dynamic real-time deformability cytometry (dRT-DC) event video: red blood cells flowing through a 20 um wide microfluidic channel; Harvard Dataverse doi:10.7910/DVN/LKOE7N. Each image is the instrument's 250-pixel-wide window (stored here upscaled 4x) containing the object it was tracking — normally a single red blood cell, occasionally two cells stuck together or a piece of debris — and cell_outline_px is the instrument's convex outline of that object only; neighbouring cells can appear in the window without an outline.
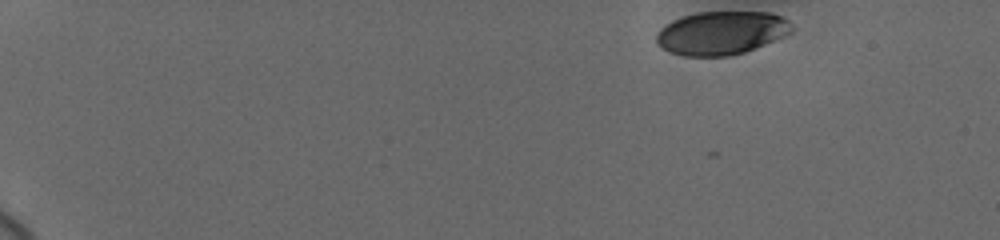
{"species": "human", "species_latin": "Homo sapiens", "temperature_condition": "cold", "stored_images_in_passage": 34, "camera_frame_rate_fps": 3000, "um_per_image_px": 0.085, "donor": {"sex": "female"}, "frame": {"image": 1, "passage_image": 1, "time_ms": 0.0, "image_size_px": [1000, 240], "cell_outline_px": [[792, 32], [784, 36], [744, 52], [728, 56], [684, 56], [668, 52], [656, 44], [656, 36], [660, 28], [672, 20], [684, 16], [700, 12], [772, 12], [784, 16], [792, 24]], "centroid_in_image_um": [61.31, 2.79], "position_along_channel_um": 23.7, "area_um2": 34.33}}
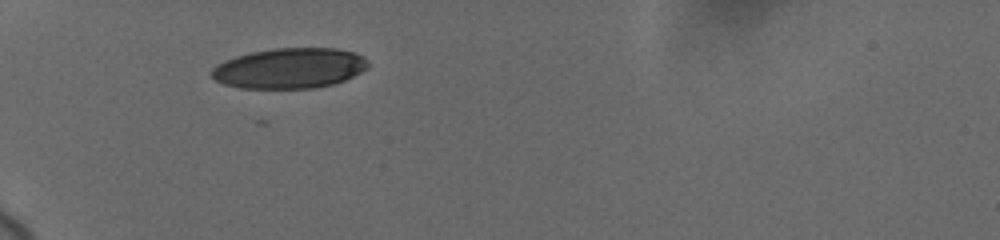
{"frame": {"image": 2, "passage_image": 24, "time_ms": 4.333, "image_size_px": [1000, 240], "cell_outline_px": [[368, 68], [344, 80], [332, 84], [316, 88], [240, 88], [224, 84], [216, 80], [208, 72], [216, 64], [224, 60], [236, 56], [252, 52], [272, 48], [336, 48], [352, 52], [364, 56], [368, 60]], "centroid_in_image_um": [24.59, 5.79], "position_along_channel_um": 60.4, "area_um2": 36.93}}
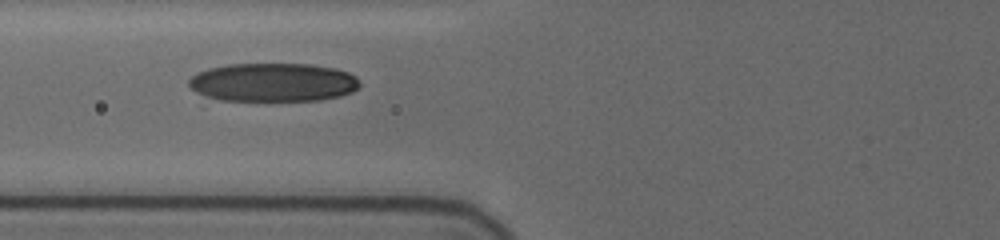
{"frame": {"image": 3, "passage_image": 33, "time_ms": 6.0, "image_size_px": [1000, 240], "cell_outline_px": [[360, 84], [352, 92], [340, 96], [320, 100], [220, 100], [196, 92], [188, 84], [188, 80], [196, 72], [208, 68], [228, 64], [308, 64], [336, 68], [348, 72], [356, 76], [360, 80]], "centroid_in_image_um": [23.22, 6.99], "position_along_channel_um": 102.6, "area_um2": 38.44}}